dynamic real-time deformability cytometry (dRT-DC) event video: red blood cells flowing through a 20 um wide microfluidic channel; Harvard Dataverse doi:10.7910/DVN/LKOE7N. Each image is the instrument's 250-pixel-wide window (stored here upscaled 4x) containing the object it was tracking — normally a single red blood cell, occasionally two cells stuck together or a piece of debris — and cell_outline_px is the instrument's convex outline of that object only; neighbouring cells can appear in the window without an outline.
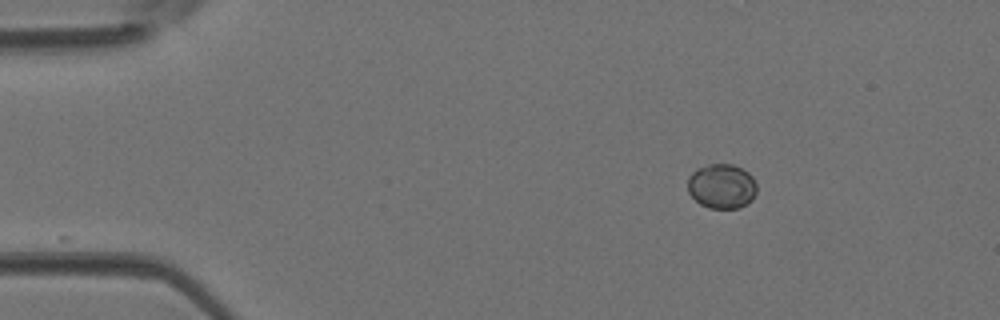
{"species": "Egyptian fruit bat (a non-hibernating species)", "species_latin": "Rousettus aegyptiacus", "temperature_condition": "room temperature", "stored_images_in_passage": 27, "camera_frame_rate_fps": 3000, "um_per_image_px": 0.085, "animal": {"sex": "female"}, "frame": {"image": 1, "passage_image": 1, "time_ms": 0.0, "image_size_px": [1000, 320], "cell_outline_px": [[756, 192], [752, 200], [740, 208], [708, 208], [700, 204], [688, 192], [688, 176], [696, 168], [708, 164], [732, 164], [748, 172], [752, 176], [756, 184]], "centroid_in_image_um": [61.34, 15.83], "position_along_channel_um": 23.7, "area_um2": 18.09}}
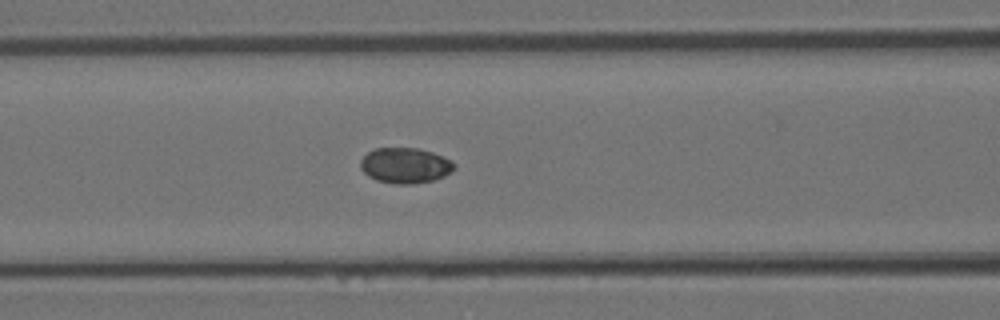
{"frame": {"image": 2, "passage_image": 13, "time_ms": 4.0, "image_size_px": [1000, 320], "cell_outline_px": [[456, 168], [452, 172], [444, 176], [432, 180], [412, 184], [396, 184], [376, 180], [368, 176], [360, 168], [360, 160], [368, 152], [376, 148], [416, 148], [432, 152], [452, 160], [456, 164]], "centroid_in_image_um": [34.46, 14.07], "position_along_channel_um": 132.1, "area_um2": 19.48}}
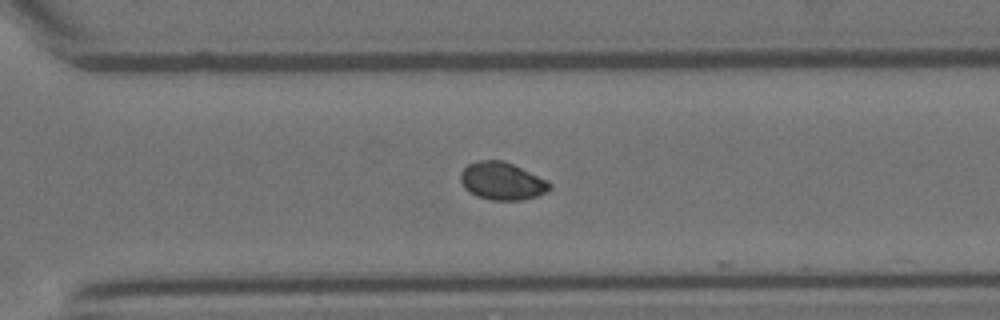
{"frame": {"image": 3, "passage_image": 26, "time_ms": 8.333, "image_size_px": [1000, 320], "cell_outline_px": [[552, 188], [548, 192], [536, 196], [520, 200], [492, 200], [476, 196], [468, 192], [464, 188], [460, 180], [460, 172], [468, 164], [480, 160], [504, 160], [548, 180], [552, 184]], "centroid_in_image_um": [42.68, 15.39], "position_along_channel_um": 327.9, "area_um2": 19.77}}